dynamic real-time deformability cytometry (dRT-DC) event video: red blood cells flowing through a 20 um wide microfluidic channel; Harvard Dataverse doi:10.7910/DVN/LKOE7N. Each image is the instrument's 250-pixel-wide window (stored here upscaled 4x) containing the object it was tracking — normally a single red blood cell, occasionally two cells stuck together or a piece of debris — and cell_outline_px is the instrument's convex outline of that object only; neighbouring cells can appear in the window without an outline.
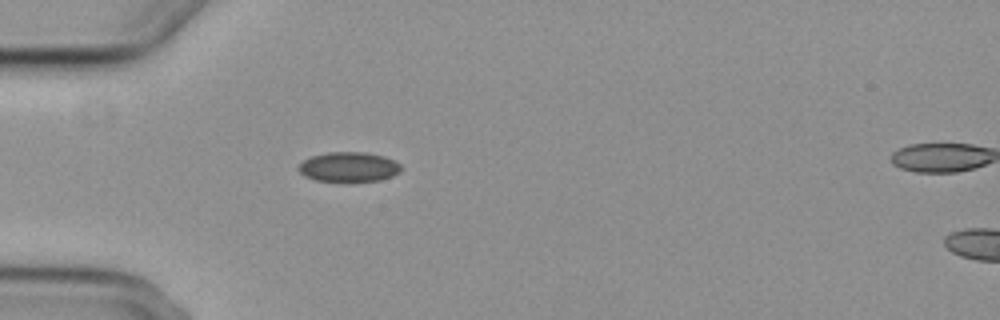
{"species": "common noctule bat (a hibernating species)", "species_latin": "Nyctalus noctula", "temperature_condition": "cold", "stored_images_in_passage": 4, "camera_frame_rate_fps": 3000, "um_per_image_px": 0.085, "animal": {"sex": "female", "body_mass_g": 29.2, "forearm_length_mm": 56.3}, "frame": {"image": 1, "passage_image": 4, "time_ms": 4.667, "image_size_px": [1000, 320], "cell_outline_px": [[404, 168], [400, 172], [392, 176], [380, 180], [352, 184], [348, 184], [316, 180], [304, 176], [296, 168], [304, 160], [312, 156], [328, 152], [364, 152], [384, 156], [396, 160]], "centroid_in_image_um": [29.68, 14.23], "position_along_channel_um": 55.3, "area_um2": 18.61}}